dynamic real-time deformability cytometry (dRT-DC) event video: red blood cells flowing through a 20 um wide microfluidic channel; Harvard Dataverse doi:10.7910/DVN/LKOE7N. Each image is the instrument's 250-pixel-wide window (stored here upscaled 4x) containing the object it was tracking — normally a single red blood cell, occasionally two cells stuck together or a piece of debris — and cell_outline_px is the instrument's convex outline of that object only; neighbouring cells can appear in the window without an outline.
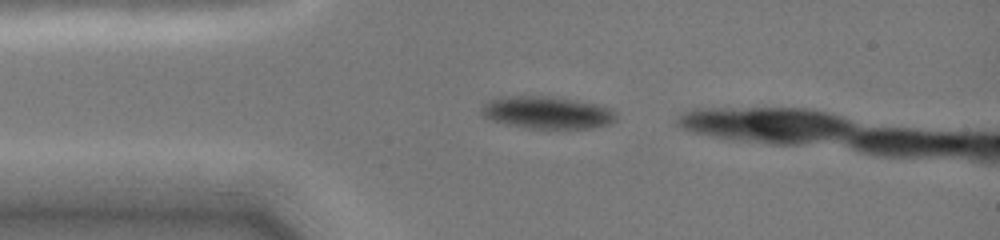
{"species": "common noctule bat (a hibernating species)", "species_latin": "Nyctalus noctula", "temperature_condition": "cold", "stored_images_in_passage": 4, "camera_frame_rate_fps": 3000, "um_per_image_px": 0.085, "animal": {"sex": "female", "body_mass_g": 19.0, "forearm_length_mm": 51.5}, "frame": {"image": 1, "passage_image": 1, "time_ms": 0.0, "image_size_px": [1000, 240], "cell_outline_px": [[616, 120], [612, 124], [592, 128], [524, 128], [492, 120], [484, 116], [480, 112], [480, 108], [488, 100], [500, 96], [556, 96], [600, 104], [612, 108], [616, 112]], "centroid_in_image_um": [46.55, 9.55], "position_along_channel_um": 38.5, "area_um2": 25.89}}
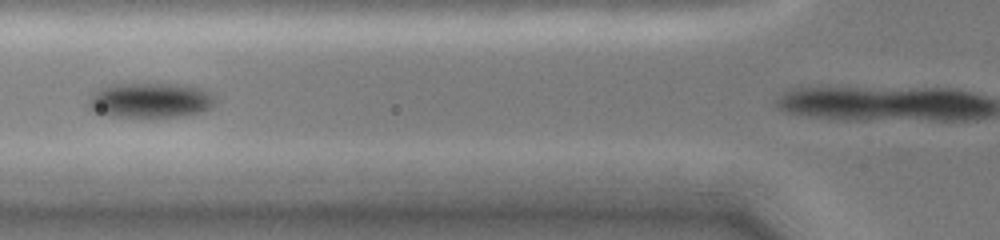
{"frame": {"image": 2, "passage_image": 3, "time_ms": 2.333, "image_size_px": [1000, 240], "cell_outline_px": [[220, 100], [212, 108], [200, 112], [184, 116], [112, 116], [92, 112], [88, 108], [88, 100], [92, 92], [96, 88], [108, 84], [184, 84], [200, 88], [212, 92]], "centroid_in_image_um": [12.8, 8.51], "position_along_channel_um": 113.0, "area_um2": 26.47}}